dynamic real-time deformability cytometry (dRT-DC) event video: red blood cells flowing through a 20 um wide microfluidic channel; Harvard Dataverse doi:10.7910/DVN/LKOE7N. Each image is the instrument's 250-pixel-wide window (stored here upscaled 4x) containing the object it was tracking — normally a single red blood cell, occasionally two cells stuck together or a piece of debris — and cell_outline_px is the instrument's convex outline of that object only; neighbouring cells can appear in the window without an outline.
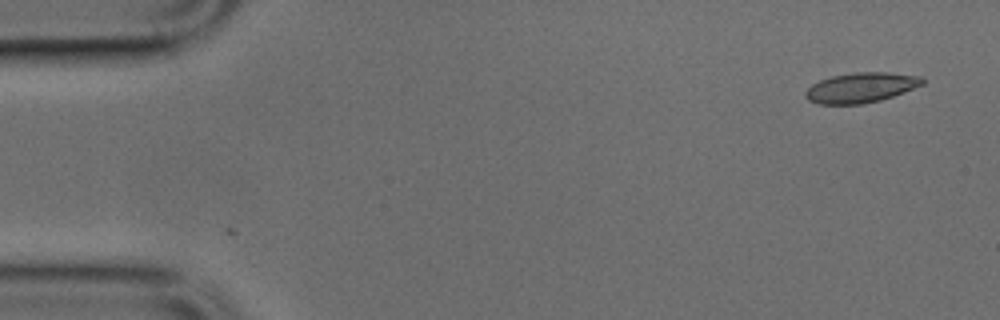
{"species": "common noctule bat (a hibernating species)", "species_latin": "Nyctalus noctula", "temperature_condition": "cold", "stored_images_in_passage": 4, "camera_frame_rate_fps": 3000, "um_per_image_px": 0.085, "animal": {"sex": "male", "body_mass_g": 17.9, "forearm_length_mm": 54.2}, "frame": {"image": 1, "passage_image": 4, "time_ms": 1.0, "image_size_px": [1000, 320], "cell_outline_px": [[924, 84], [892, 96], [880, 100], [860, 104], [820, 104], [808, 100], [804, 96], [804, 92], [812, 84], [820, 80], [832, 76], [856, 72], [888, 72], [920, 76], [924, 80]], "centroid_in_image_um": [73.16, 7.44], "position_along_channel_um": 11.8, "area_um2": 20.35}}